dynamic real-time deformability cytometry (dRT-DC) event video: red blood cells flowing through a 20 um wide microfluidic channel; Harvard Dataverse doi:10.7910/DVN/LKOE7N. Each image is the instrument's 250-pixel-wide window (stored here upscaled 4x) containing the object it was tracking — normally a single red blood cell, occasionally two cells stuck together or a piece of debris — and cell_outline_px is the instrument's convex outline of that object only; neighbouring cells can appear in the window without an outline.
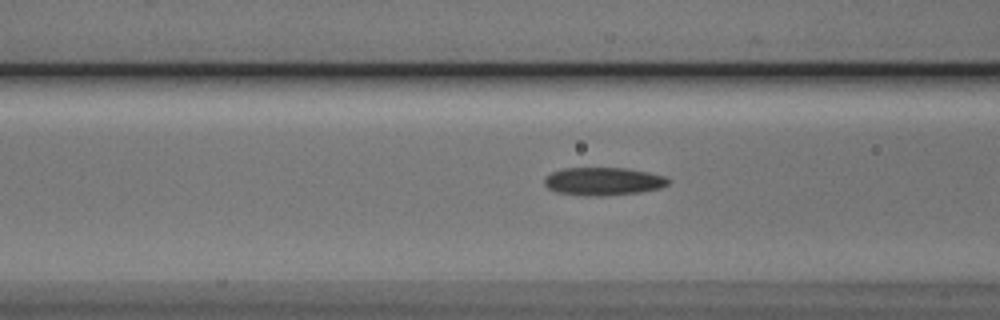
{"species": "Egyptian fruit bat (a non-hibernating species)", "species_latin": "Rousettus aegyptiacus", "temperature_condition": "cold", "stored_images_in_passage": 12, "camera_frame_rate_fps": 3000, "um_per_image_px": 0.085, "animal": {"sex": "male"}, "frame": {"image": 1, "passage_image": 10, "time_ms": 3.0, "image_size_px": [1000, 320], "cell_outline_px": [[672, 180], [668, 184], [660, 188], [640, 192], [556, 192], [548, 188], [544, 184], [544, 180], [552, 172], [560, 168], [628, 168], [648, 172], [664, 176]], "centroid_in_image_um": [51.33, 15.33], "position_along_channel_um": 115.3, "area_um2": 18.84}}